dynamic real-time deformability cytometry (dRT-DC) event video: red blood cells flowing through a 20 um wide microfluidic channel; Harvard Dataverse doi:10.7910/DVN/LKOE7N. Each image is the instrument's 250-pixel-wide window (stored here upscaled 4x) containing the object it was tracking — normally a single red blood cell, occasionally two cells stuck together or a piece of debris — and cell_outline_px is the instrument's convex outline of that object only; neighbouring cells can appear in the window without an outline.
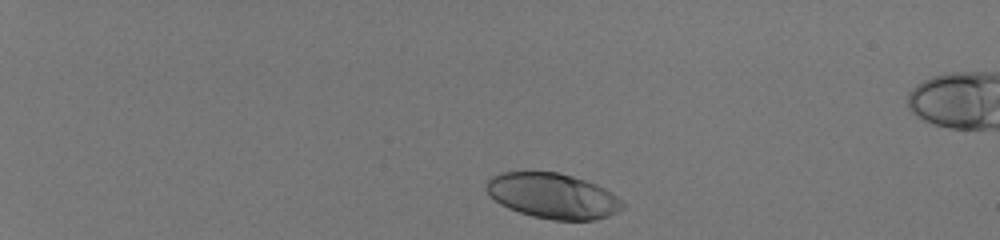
{"species": "human", "species_latin": "Homo sapiens", "temperature_condition": "room temperature", "stored_images_in_passage": 40, "camera_frame_rate_fps": 3000, "um_per_image_px": 0.085, "donor": {"sex": "male"}, "frame": {"image": 1, "passage_image": 2, "time_ms": 0.333, "image_size_px": [1000, 240], "cell_outline_px": [[624, 204], [616, 212], [608, 216], [596, 220], [552, 220], [532, 216], [508, 208], [500, 204], [484, 188], [488, 180], [492, 176], [500, 172], [560, 172], [596, 184], [612, 192], [624, 200]], "centroid_in_image_um": [47.0, 16.65], "position_along_channel_um": 38.0, "area_um2": 35.95}}
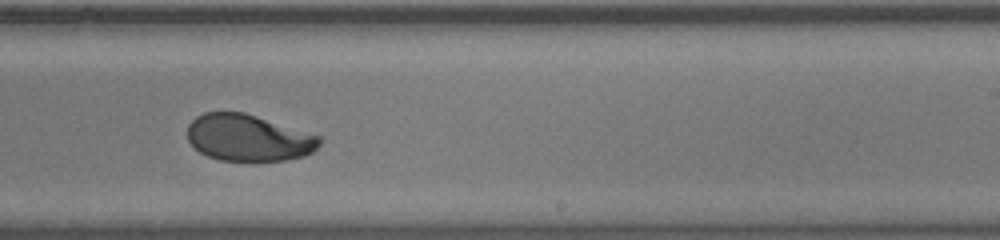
{"frame": {"image": 2, "passage_image": 27, "time_ms": 8.667, "image_size_px": [1000, 240], "cell_outline_px": [[324, 140], [312, 152], [304, 156], [288, 160], [220, 160], [208, 156], [200, 152], [188, 140], [188, 124], [196, 116], [204, 112], [244, 112], [320, 136]], "centroid_in_image_um": [21.12, 11.71], "position_along_channel_um": 267.9, "area_um2": 35.72}}
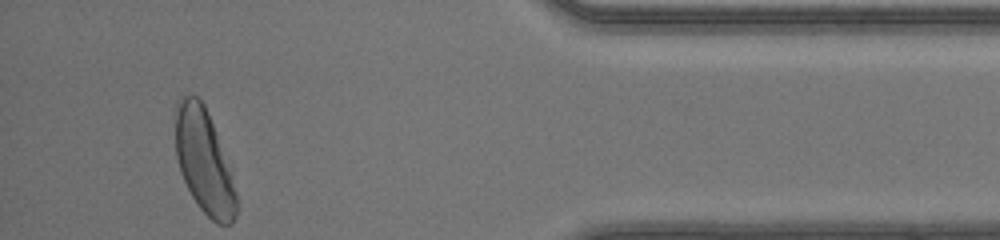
{"frame": {"image": 3, "passage_image": 40, "time_ms": 13.0, "image_size_px": [1000, 240], "cell_outline_px": [[236, 216], [232, 224], [216, 224], [200, 208], [192, 196], [180, 172], [176, 156], [176, 100], [180, 96], [196, 96], [204, 104], [212, 124], [236, 192]], "centroid_in_image_um": [17.3, 13.74], "position_along_channel_um": 417.9, "area_um2": 35.89}, "authors_computed_cell_mechanics": {"area_um2": 37.3677, "velocity_mm_per_s": 4.1596, "shape_relaxation_time_tau1_ms": 2.9621, "shape_relaxation_time_tau2_ms": null, "deformation_change_tau1": 0.1737, "deformation_change_tau2": null}}